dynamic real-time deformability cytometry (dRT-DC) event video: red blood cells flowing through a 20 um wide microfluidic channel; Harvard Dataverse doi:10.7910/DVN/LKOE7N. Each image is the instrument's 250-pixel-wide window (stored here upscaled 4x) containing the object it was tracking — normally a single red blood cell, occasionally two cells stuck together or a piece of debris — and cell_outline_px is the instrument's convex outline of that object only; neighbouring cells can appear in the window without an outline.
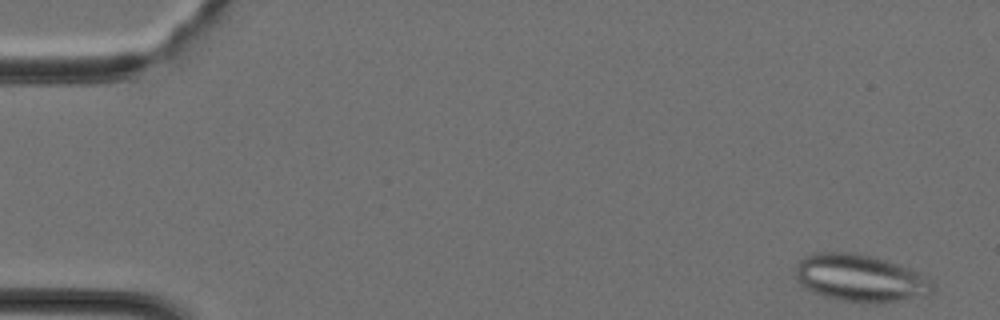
{"species": "Egyptian fruit bat (a non-hibernating species)", "species_latin": "Rousettus aegyptiacus", "temperature_condition": "cold", "stored_images_in_passage": 38, "segment_of_instrument_passage": [1, 2], "camera_frame_rate_fps": 3000, "um_per_image_px": 0.085, "animal": {"sex": "female"}, "frame": {"image": 1, "passage_image": 1, "time_ms": 0.0, "image_size_px": [1000, 320], "cell_outline_px": [[936, 288], [928, 296], [876, 304], [840, 300], [824, 296], [800, 284], [796, 280], [796, 268], [800, 260], [804, 256], [816, 252], [856, 252], [888, 260], [900, 264], [920, 272], [936, 284]], "centroid_in_image_um": [73.2, 23.64], "position_along_channel_um": 11.8, "area_um2": 38.32}}